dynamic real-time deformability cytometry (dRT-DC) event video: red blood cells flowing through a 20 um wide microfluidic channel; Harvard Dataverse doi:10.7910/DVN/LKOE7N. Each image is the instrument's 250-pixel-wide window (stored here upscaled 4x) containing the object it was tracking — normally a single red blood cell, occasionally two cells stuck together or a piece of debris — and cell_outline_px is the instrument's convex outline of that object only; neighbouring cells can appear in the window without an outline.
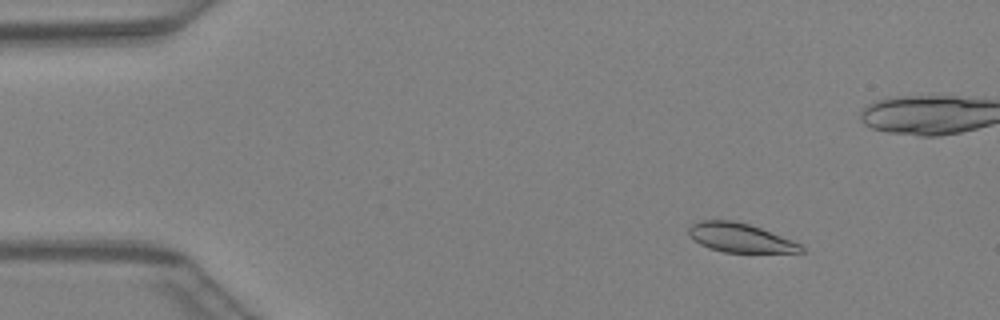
{"species": "Egyptian fruit bat (a non-hibernating species)", "species_latin": "Rousettus aegyptiacus", "temperature_condition": "warm", "stored_images_in_passage": 45, "camera_frame_rate_fps": 3000, "um_per_image_px": 0.085, "animal": {"sex": "female"}, "frame": {"image": 1, "passage_image": 4, "time_ms": 1.0, "image_size_px": [1000, 320], "cell_outline_px": [[804, 252], [724, 252], [708, 248], [700, 244], [688, 232], [688, 228], [692, 224], [700, 220], [732, 220], [748, 224], [760, 228], [792, 240], [800, 244], [804, 248]], "centroid_in_image_um": [62.9, 20.21], "position_along_channel_um": 22.1, "area_um2": 18.73}}
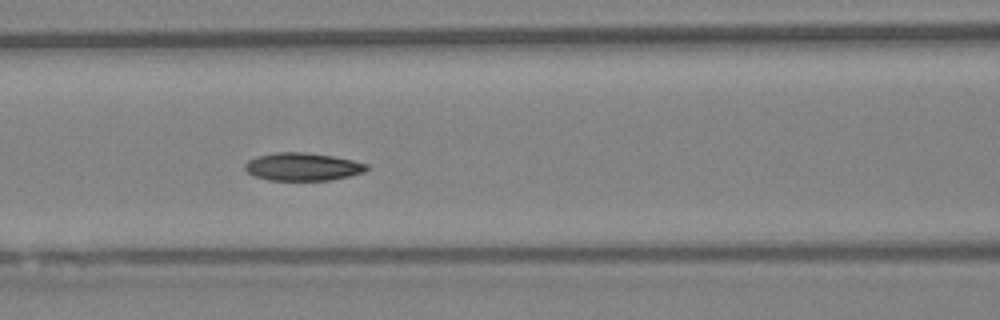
{"frame": {"image": 2, "passage_image": 18, "time_ms": 5.667, "image_size_px": [1000, 320], "cell_outline_px": [[368, 168], [364, 172], [332, 180], [268, 180], [252, 176], [244, 168], [244, 164], [248, 160], [256, 156], [276, 152], [304, 152], [332, 156], [352, 160], [368, 164]], "centroid_in_image_um": [25.68, 14.17], "position_along_channel_um": 140.9, "area_um2": 19.83}}
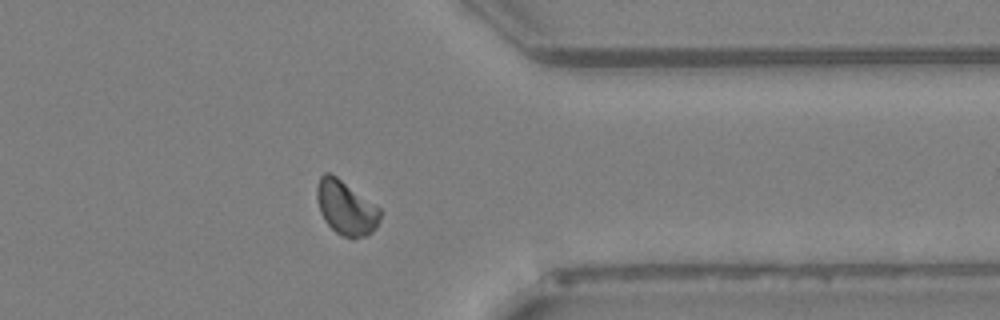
{"frame": {"image": 3, "passage_image": 35, "time_ms": 11.333, "image_size_px": [1000, 320], "cell_outline_px": [[380, 220], [376, 228], [368, 236], [352, 240], [336, 232], [324, 220], [320, 212], [316, 196], [316, 184], [320, 176], [324, 172], [328, 172], [336, 176], [380, 208]], "centroid_in_image_um": [29.39, 17.68], "position_along_channel_um": 382.0, "area_um2": 20.11}}